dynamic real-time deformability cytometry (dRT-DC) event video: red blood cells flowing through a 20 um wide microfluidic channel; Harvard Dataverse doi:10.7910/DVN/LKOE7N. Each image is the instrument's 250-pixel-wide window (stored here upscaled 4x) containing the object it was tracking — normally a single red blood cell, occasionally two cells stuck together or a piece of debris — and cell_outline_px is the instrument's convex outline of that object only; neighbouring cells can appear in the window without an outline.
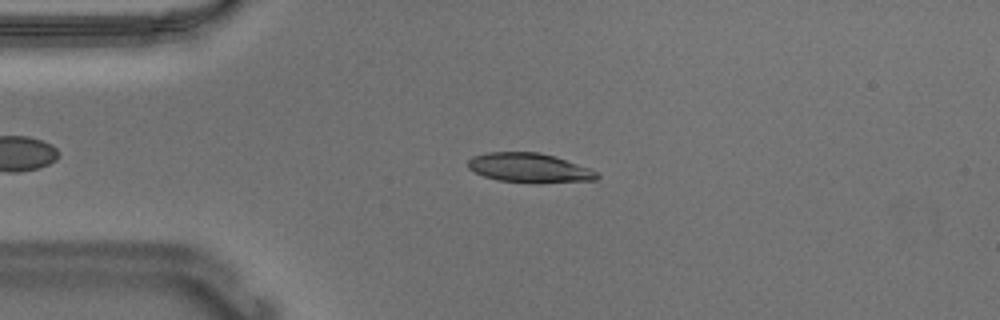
{"species": "Egyptian fruit bat (a non-hibernating species)", "species_latin": "Rousettus aegyptiacus", "temperature_condition": "warm", "stored_images_in_passage": 46, "camera_frame_rate_fps": 3000, "um_per_image_px": 0.085, "animal": {"sex": "male"}, "frame": {"image": 1, "passage_image": 9, "time_ms": 2.667, "image_size_px": [1000, 320], "cell_outline_px": [[600, 176], [596, 180], [500, 180], [484, 176], [468, 168], [468, 160], [472, 156], [488, 152], [540, 152], [556, 156], [592, 168]], "centroid_in_image_um": [44.97, 14.2], "position_along_channel_um": 40.0, "area_um2": 21.1}}
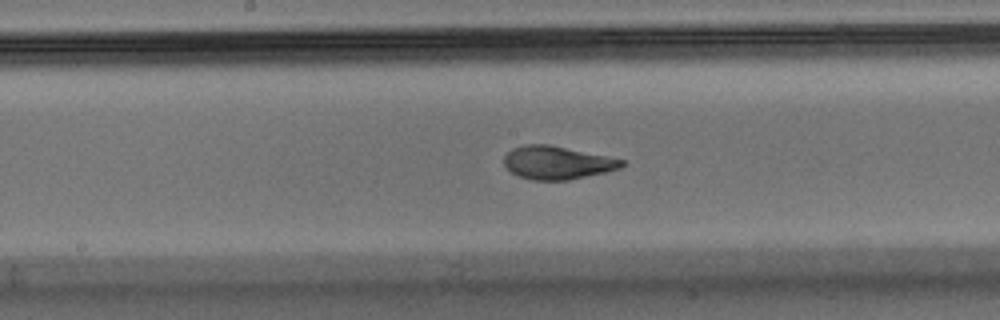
{"frame": {"image": 2, "passage_image": 24, "time_ms": 7.667, "image_size_px": [1000, 320], "cell_outline_px": [[624, 164], [620, 168], [604, 172], [568, 180], [532, 180], [520, 176], [512, 172], [504, 164], [504, 156], [512, 148], [528, 144], [548, 144], [624, 160]], "centroid_in_image_um": [47.33, 13.82], "position_along_channel_um": 200.9, "area_um2": 22.31}}
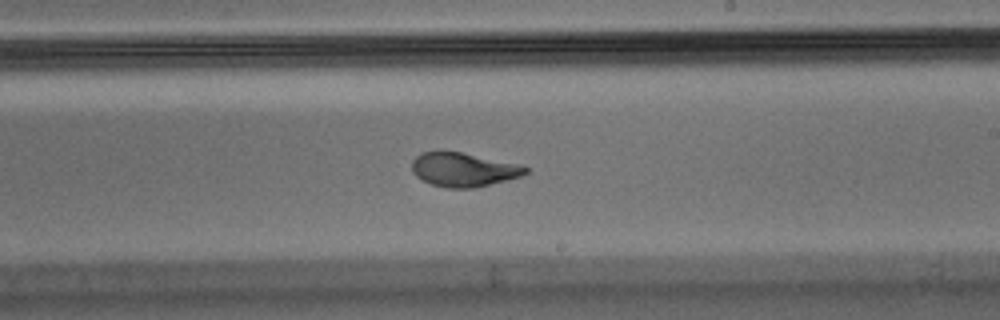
{"frame": {"image": 3, "passage_image": 28, "time_ms": 9.0, "image_size_px": [1000, 320], "cell_outline_px": [[528, 172], [520, 176], [472, 188], [448, 188], [432, 184], [416, 176], [412, 172], [412, 160], [420, 152], [440, 148], [520, 164], [528, 168]], "centroid_in_image_um": [39.32, 14.37], "position_along_channel_um": 249.7, "area_um2": 22.66}, "authors_computed_cell_mechanics": {"area_um2": 22.6576, "velocity_mm_per_s": 3.6739, "shape_relaxation_time_tau1_ms": 5.2025, "shape_relaxation_time_tau2_ms": 0.8543, "deformation_change_tau1": 0.1908, "deformation_change_tau2": 0.0526}}